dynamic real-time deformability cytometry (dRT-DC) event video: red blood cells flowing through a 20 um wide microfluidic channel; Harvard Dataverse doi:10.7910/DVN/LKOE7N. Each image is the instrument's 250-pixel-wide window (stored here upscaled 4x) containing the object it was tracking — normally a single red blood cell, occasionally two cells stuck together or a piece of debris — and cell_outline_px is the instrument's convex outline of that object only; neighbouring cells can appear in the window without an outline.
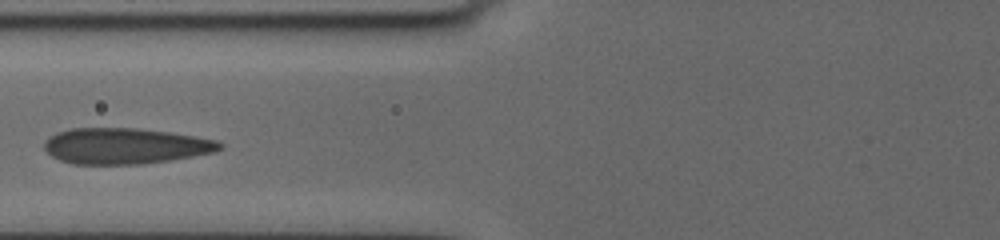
{"species": "human", "species_latin": "Homo sapiens", "temperature_condition": "cold", "stored_images_in_passage": 13, "camera_frame_rate_fps": 3000, "um_per_image_px": 0.085, "donor": {"sex": "female"}, "frame": {"image": 1, "passage_image": 6, "time_ms": 3.0, "image_size_px": [1000, 240], "cell_outline_px": [[224, 148], [216, 152], [168, 160], [140, 164], [72, 164], [60, 160], [52, 156], [44, 148], [44, 144], [56, 132], [72, 128], [136, 128], [168, 132], [216, 140], [224, 144]], "centroid_in_image_um": [10.66, 12.41], "position_along_channel_um": 115.1, "area_um2": 36.47}}
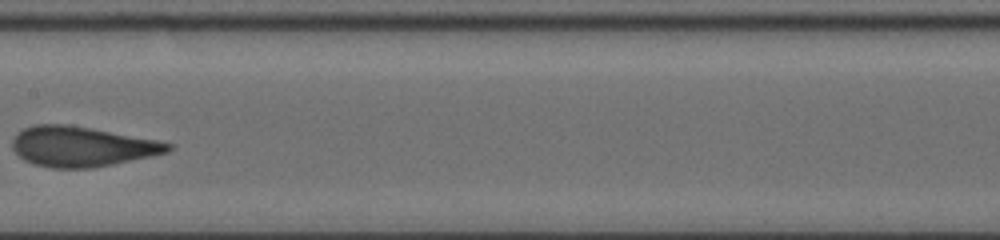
{"frame": {"image": 2, "passage_image": 10, "time_ms": 5.333, "image_size_px": [1000, 240], "cell_outline_px": [[172, 148], [168, 152], [152, 156], [92, 168], [52, 168], [32, 164], [24, 160], [12, 148], [12, 140], [24, 128], [36, 124], [64, 124], [92, 128], [156, 140], [172, 144]], "centroid_in_image_um": [6.94, 12.46], "position_along_channel_um": 200.5, "area_um2": 36.13}}
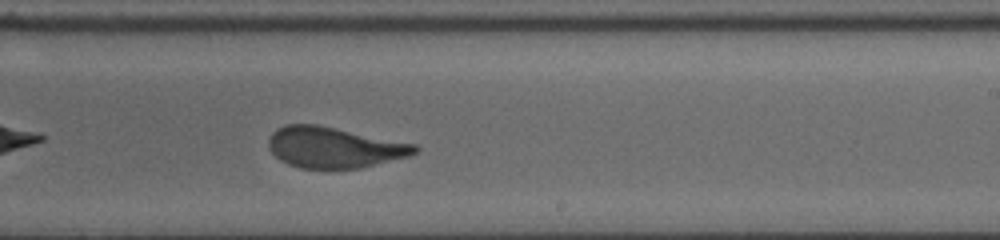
{"frame": {"image": 3, "passage_image": 13, "time_ms": 7.0, "image_size_px": [1000, 240], "cell_outline_px": [[420, 148], [416, 152], [408, 156], [360, 168], [300, 168], [288, 164], [280, 160], [272, 152], [268, 144], [268, 140], [272, 132], [276, 128], [288, 124], [316, 124], [416, 144]], "centroid_in_image_um": [28.38, 12.52], "position_along_channel_um": 260.6, "area_um2": 34.56}}